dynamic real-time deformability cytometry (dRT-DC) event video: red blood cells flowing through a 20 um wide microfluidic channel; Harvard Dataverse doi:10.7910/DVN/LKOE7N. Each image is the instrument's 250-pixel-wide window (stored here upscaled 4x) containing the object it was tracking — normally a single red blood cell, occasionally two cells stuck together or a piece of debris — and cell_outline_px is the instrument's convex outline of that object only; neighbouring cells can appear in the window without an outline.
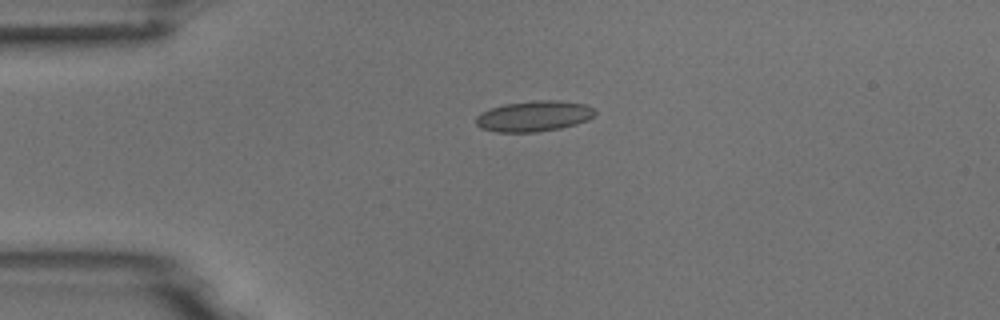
{"species": "common noctule bat (a hibernating species)", "species_latin": "Nyctalus noctula", "temperature_condition": "room temperature", "stored_images_in_passage": 2, "camera_frame_rate_fps": 3000, "um_per_image_px": 0.085, "animal": {"sex": "male", "body_mass_g": 18.8}, "frame": {"image": 1, "passage_image": 1, "time_ms": 0.0, "image_size_px": [1000, 320], "cell_outline_px": [[596, 112], [588, 120], [576, 124], [560, 128], [536, 132], [496, 132], [480, 128], [476, 124], [476, 116], [480, 112], [504, 104], [532, 100], [560, 100], [588, 104], [596, 108]], "centroid_in_image_um": [45.41, 9.86], "position_along_channel_um": 39.6, "area_um2": 21.56}}